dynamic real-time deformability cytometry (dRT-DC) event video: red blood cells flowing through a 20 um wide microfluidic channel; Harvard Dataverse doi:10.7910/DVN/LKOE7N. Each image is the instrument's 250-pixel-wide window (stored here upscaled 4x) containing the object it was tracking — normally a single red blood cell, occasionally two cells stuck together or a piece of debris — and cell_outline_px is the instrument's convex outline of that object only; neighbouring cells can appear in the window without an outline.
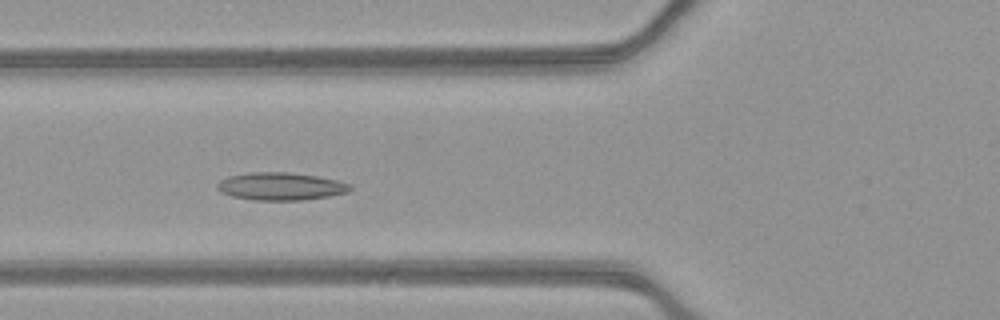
{"species": "common noctule bat (a hibernating species)", "species_latin": "Nyctalus noctula", "temperature_condition": "warm", "stored_images_in_passage": 52, "camera_frame_rate_fps": 3000, "um_per_image_px": 0.085, "animal": {"sex": "female", "body_mass_g": 21.9}, "frame": {"image": 1, "passage_image": 19, "time_ms": 6.0, "image_size_px": [1000, 320], "cell_outline_px": [[352, 188], [348, 192], [328, 196], [304, 200], [252, 200], [232, 196], [220, 192], [216, 188], [216, 184], [220, 180], [228, 176], [248, 172], [288, 172], [316, 176], [336, 180], [352, 184]], "centroid_in_image_um": [23.83, 15.84], "position_along_channel_um": 102.0, "area_um2": 21.56}}
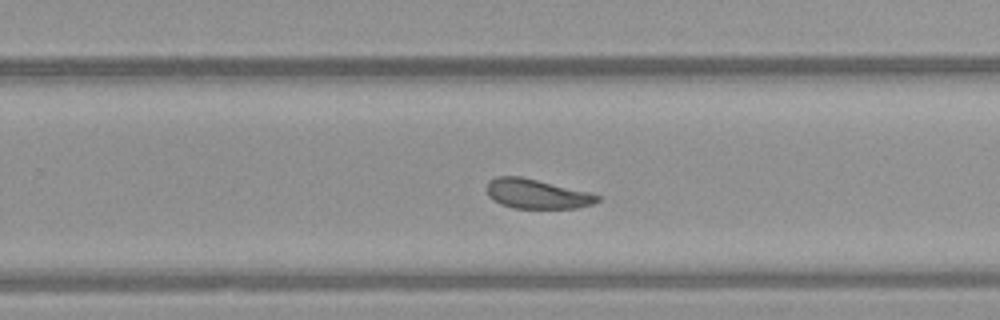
{"frame": {"image": 2, "passage_image": 33, "time_ms": 10.667, "image_size_px": [1000, 320], "cell_outline_px": [[600, 200], [592, 204], [576, 208], [512, 208], [500, 204], [492, 200], [488, 196], [484, 188], [488, 180], [496, 176], [520, 176], [588, 192], [600, 196]], "centroid_in_image_um": [45.54, 16.48], "position_along_channel_um": 284.3, "area_um2": 19.13}}
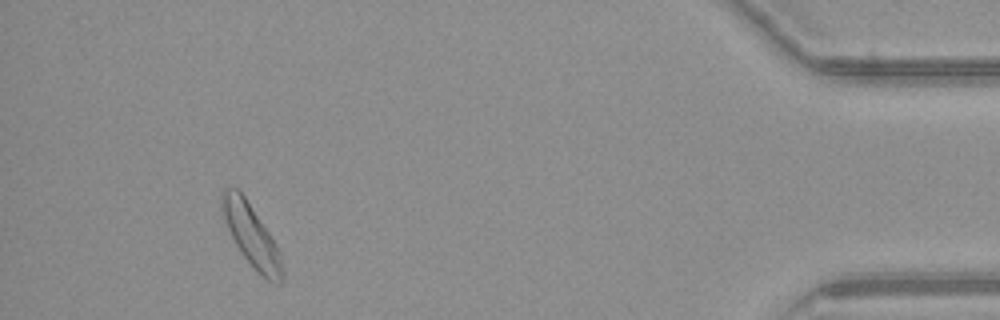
{"frame": {"image": 3, "passage_image": 48, "time_ms": 15.667, "image_size_px": [1000, 320], "cell_outline_px": [[284, 272], [280, 284], [268, 280], [244, 256], [236, 244], [228, 228], [220, 208], [220, 192], [224, 188], [236, 188], [244, 196], [276, 244], [280, 256]], "centroid_in_image_um": [21.33, 19.96], "position_along_channel_um": 413.9, "area_um2": 21.04}, "authors_computed_cell_mechanics": {"area_um2": 20.9814, "velocity_mm_per_s": 3.9034, "shape_relaxation_time_tau1_ms": null, "shape_relaxation_time_tau2_ms": 8.5797, "deformation_change_tau1": null, "deformation_change_tau2": 0.1696}}